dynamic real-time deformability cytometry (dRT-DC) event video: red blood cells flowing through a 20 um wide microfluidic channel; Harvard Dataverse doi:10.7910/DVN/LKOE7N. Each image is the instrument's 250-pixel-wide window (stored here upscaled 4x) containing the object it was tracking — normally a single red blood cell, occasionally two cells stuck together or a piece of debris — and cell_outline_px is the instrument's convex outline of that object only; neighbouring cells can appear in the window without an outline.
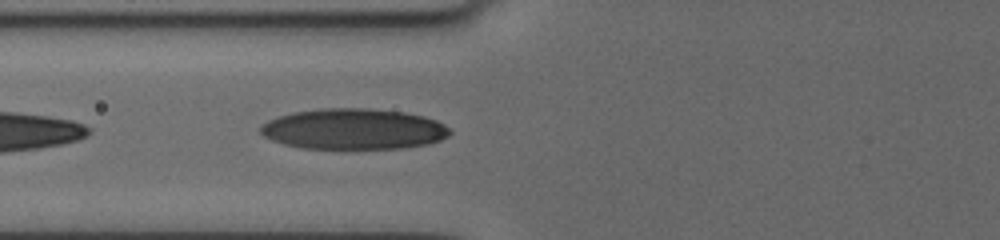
{"species": "human", "species_latin": "Homo sapiens", "temperature_condition": "cold", "stored_images_in_passage": 9, "camera_frame_rate_fps": 3000, "um_per_image_px": 0.085, "donor": {"sex": "female"}, "frame": {"image": 1, "passage_image": 9, "time_ms": 7.667, "image_size_px": [1000, 240], "cell_outline_px": [[452, 132], [448, 136], [440, 140], [428, 144], [400, 148], [304, 148], [284, 144], [272, 140], [264, 136], [260, 132], [260, 128], [268, 120], [292, 112], [324, 108], [364, 108], [404, 112], [424, 116], [436, 120], [444, 124]], "centroid_in_image_um": [30.07, 10.96], "position_along_channel_um": 95.7, "area_um2": 44.74}}